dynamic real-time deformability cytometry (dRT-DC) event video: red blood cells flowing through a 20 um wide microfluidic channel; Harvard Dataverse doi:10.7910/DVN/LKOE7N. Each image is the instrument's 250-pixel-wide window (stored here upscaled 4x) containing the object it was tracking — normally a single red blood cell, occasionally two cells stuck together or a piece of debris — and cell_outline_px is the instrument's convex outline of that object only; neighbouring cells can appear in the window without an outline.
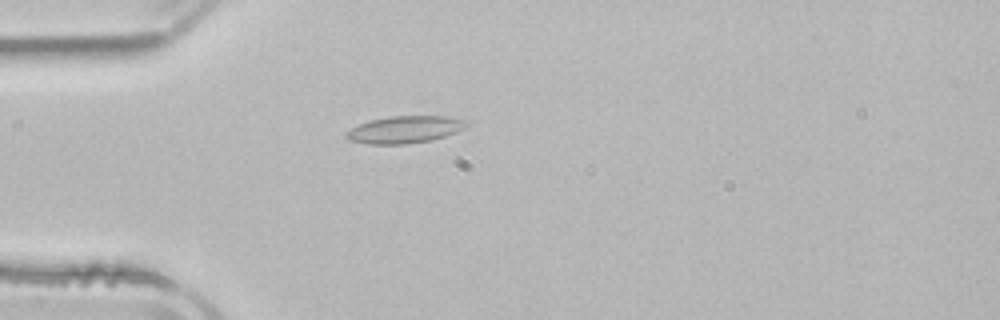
{"species": "common noctule bat (a hibernating species)", "species_latin": "Nyctalus noctula", "temperature_condition": "room temperature", "stored_images_in_passage": 4, "camera_frame_rate_fps": 3000, "um_per_image_px": 0.085, "animal": {"sex": "male", "body_mass_g": 21.5, "forearm_length_mm": 52.0}, "frame": {"image": 1, "passage_image": 4, "time_ms": 4.667, "image_size_px": [1000, 320], "cell_outline_px": [[468, 124], [464, 128], [456, 132], [432, 140], [408, 144], [368, 144], [352, 140], [344, 136], [344, 132], [368, 120], [388, 116], [452, 116], [468, 120]], "centroid_in_image_um": [34.43, 11.0], "position_along_channel_um": 50.6, "area_um2": 19.19}}